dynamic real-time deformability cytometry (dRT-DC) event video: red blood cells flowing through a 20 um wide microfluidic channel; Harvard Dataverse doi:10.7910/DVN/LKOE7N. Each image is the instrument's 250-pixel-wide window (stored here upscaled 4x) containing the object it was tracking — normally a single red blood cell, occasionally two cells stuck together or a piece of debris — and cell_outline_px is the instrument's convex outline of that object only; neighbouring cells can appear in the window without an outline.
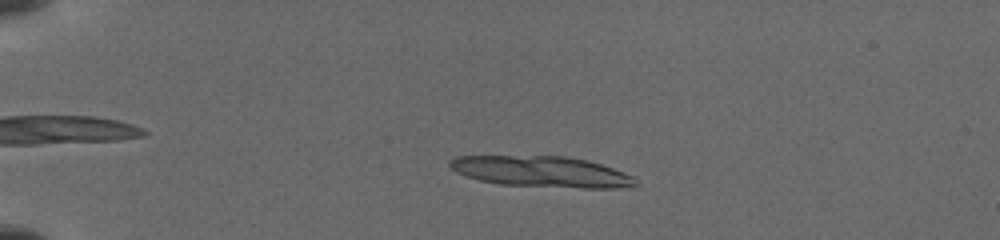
{"species": "common noctule bat (a hibernating species)", "species_latin": "Nyctalus noctula", "temperature_condition": "cold", "stored_images_in_passage": 45, "camera_frame_rate_fps": 3000, "um_per_image_px": 0.085, "animal": {"sex": "female", "body_mass_g": 19.5, "forearm_length_mm": 54.1}, "frame": {"image": 1, "passage_image": 1, "time_ms": 0.0, "image_size_px": [1000, 240], "cell_outline_px": [[636, 184], [616, 188], [584, 188], [500, 184], [480, 180], [456, 172], [448, 164], [448, 160], [456, 156], [568, 156], [600, 164], [612, 168], [632, 176]], "centroid_in_image_um": [45.96, 14.58], "position_along_channel_um": 39.0, "area_um2": 32.95}}
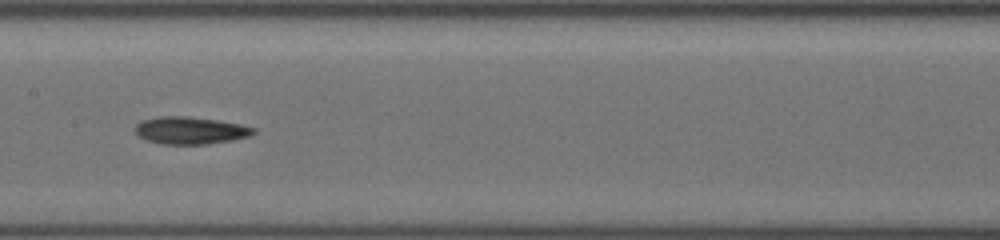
{"frame": {"image": 2, "passage_image": 17, "time_ms": 5.667, "image_size_px": [1000, 240], "cell_outline_px": [[256, 132], [248, 136], [228, 140], [204, 144], [160, 144], [148, 140], [140, 136], [136, 132], [136, 124], [140, 120], [160, 116], [188, 116], [216, 120], [256, 128]], "centroid_in_image_um": [16.13, 11.08], "position_along_channel_um": 191.3, "area_um2": 18.5}}
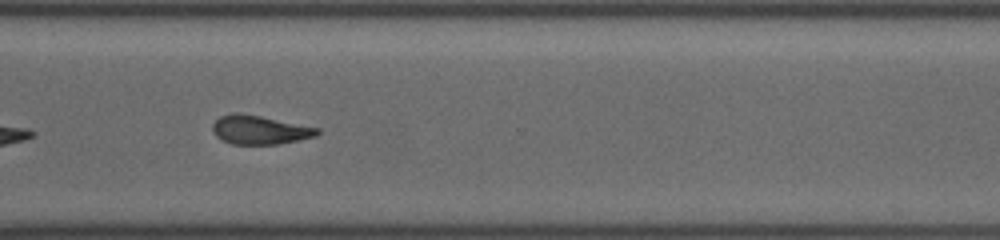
{"frame": {"image": 3, "passage_image": 32, "time_ms": 9.667, "image_size_px": [1000, 240], "cell_outline_px": [[320, 132], [316, 136], [276, 144], [232, 144], [216, 136], [212, 128], [212, 124], [220, 116], [236, 112], [260, 116], [320, 128]], "centroid_in_image_um": [22.07, 11.03], "position_along_channel_um": 348.5, "area_um2": 17.34}}